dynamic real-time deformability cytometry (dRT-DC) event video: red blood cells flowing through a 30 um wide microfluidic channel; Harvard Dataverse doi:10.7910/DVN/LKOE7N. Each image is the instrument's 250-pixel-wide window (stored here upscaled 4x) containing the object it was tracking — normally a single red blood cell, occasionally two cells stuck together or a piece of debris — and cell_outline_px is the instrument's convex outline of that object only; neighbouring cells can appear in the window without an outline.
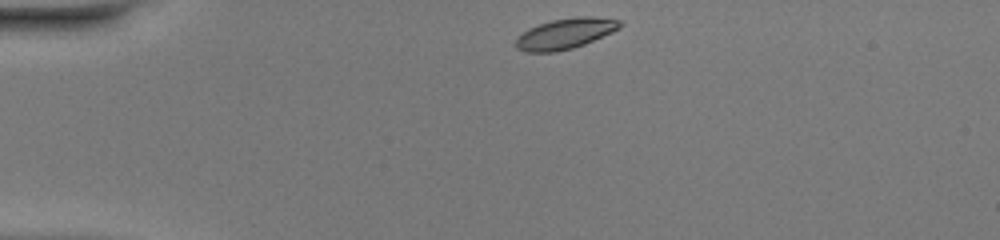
{"species": "common noctule bat (a hibernating species)", "species_latin": "Nyctalus noctula", "temperature_condition": "warm", "stored_images_in_passage": 40, "camera_frame_rate_fps": 3000, "um_per_image_px": 0.085, "animal": {"sex": "female", "body_mass_g": 20.0, "forearm_length_mm": 54.0}, "frame": {"image": 1, "passage_image": 1, "time_ms": 0.0, "image_size_px": [1000, 240], "cell_outline_px": [[624, 24], [620, 28], [612, 32], [584, 44], [572, 48], [556, 52], [524, 52], [516, 48], [516, 36], [528, 28], [552, 20], [576, 16], [592, 16], [620, 20]], "centroid_in_image_um": [48.04, 2.85], "position_along_channel_um": 37.0, "area_um2": 18.67}}
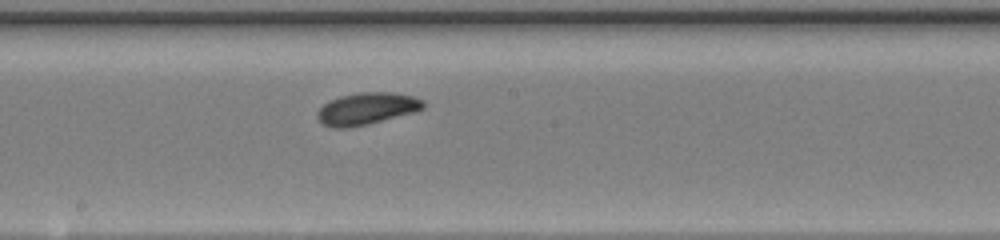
{"frame": {"image": 2, "passage_image": 18, "time_ms": 5.667, "image_size_px": [1000, 240], "cell_outline_px": [[424, 108], [416, 112], [368, 124], [348, 128], [332, 128], [324, 124], [316, 116], [316, 112], [328, 100], [340, 96], [360, 92], [392, 92], [412, 96], [424, 100]], "centroid_in_image_um": [31.17, 9.23], "position_along_channel_um": 217.0, "area_um2": 19.88}}
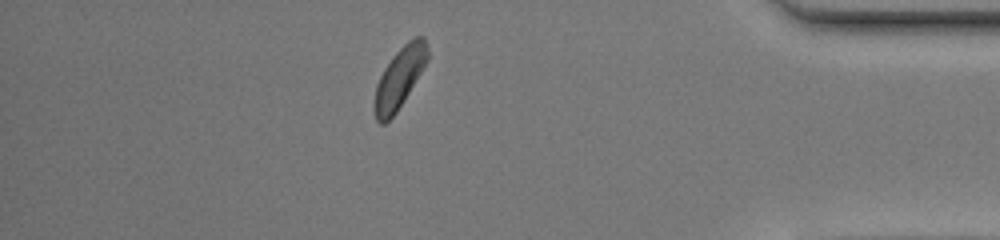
{"frame": {"image": 3, "passage_image": 34, "time_ms": 11.0, "image_size_px": [1000, 240], "cell_outline_px": [[428, 60], [396, 112], [384, 124], [380, 124], [376, 120], [372, 108], [372, 104], [376, 84], [384, 68], [392, 56], [408, 40], [416, 36], [424, 36], [428, 48]], "centroid_in_image_um": [33.92, 6.62], "position_along_channel_um": 401.3, "area_um2": 18.79}, "authors_computed_cell_mechanics": {"area_um2": 18.6694, "velocity_mm_per_s": 4.085, "shape_relaxation_time_tau1_ms": 3.1721, "shape_relaxation_time_tau2_ms": null, "deformation_change_tau1": 0.1101, "deformation_change_tau2": null}}